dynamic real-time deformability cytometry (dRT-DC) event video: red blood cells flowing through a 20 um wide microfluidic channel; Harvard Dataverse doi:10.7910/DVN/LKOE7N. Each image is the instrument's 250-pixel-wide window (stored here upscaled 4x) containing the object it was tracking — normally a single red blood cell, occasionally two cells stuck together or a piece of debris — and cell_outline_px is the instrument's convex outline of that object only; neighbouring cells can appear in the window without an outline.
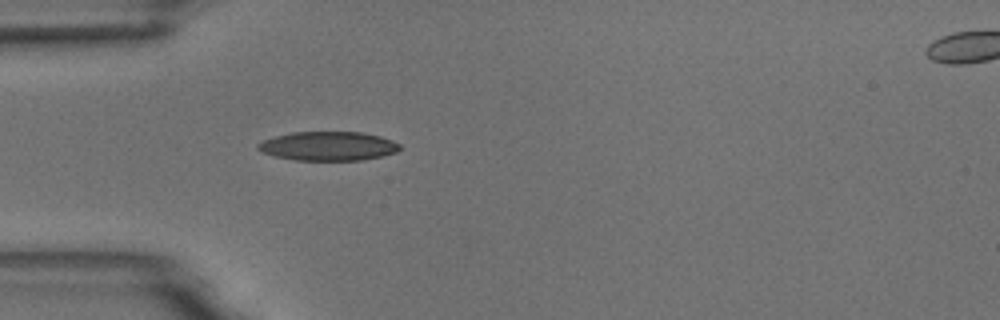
{"species": "common noctule bat (a hibernating species)", "species_latin": "Nyctalus noctula", "temperature_condition": "room temperature", "stored_images_in_passage": 2, "segment_of_instrument_passage": [1, 2], "camera_frame_rate_fps": 3000, "um_per_image_px": 0.085, "animal": {"sex": "male", "body_mass_g": 18.8}, "frame": {"image": 1, "passage_image": 1, "time_ms": 0.0, "image_size_px": [1000, 320], "cell_outline_px": [[400, 148], [396, 152], [364, 160], [296, 160], [276, 156], [264, 152], [256, 148], [256, 144], [264, 140], [276, 136], [292, 132], [360, 132], [380, 136], [392, 140], [400, 144]], "centroid_in_image_um": [27.91, 12.41], "position_along_channel_um": 57.1, "area_um2": 23.81}}